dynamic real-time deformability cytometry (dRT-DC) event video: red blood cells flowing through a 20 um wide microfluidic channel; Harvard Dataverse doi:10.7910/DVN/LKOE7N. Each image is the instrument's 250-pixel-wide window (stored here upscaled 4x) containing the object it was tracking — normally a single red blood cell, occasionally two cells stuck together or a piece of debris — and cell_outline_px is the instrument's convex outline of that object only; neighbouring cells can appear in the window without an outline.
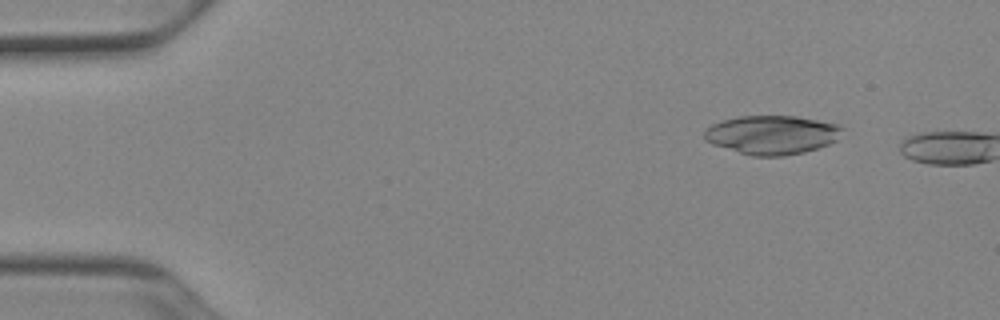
{"species": "Egyptian fruit bat (a non-hibernating species)", "species_latin": "Rousettus aegyptiacus", "temperature_condition": "cold", "stored_images_in_passage": 4, "camera_frame_rate_fps": 3000, "um_per_image_px": 0.085, "animal": {"sex": "female"}, "frame": {"image": 1, "passage_image": 2, "time_ms": 0.333, "image_size_px": [1000, 320], "cell_outline_px": [[844, 128], [836, 140], [828, 144], [804, 152], [784, 156], [752, 156], [712, 144], [704, 140], [704, 132], [712, 124], [724, 120], [740, 116], [796, 116], [840, 124]], "centroid_in_image_um": [65.63, 11.46], "position_along_channel_um": 19.4, "area_um2": 31.15}}